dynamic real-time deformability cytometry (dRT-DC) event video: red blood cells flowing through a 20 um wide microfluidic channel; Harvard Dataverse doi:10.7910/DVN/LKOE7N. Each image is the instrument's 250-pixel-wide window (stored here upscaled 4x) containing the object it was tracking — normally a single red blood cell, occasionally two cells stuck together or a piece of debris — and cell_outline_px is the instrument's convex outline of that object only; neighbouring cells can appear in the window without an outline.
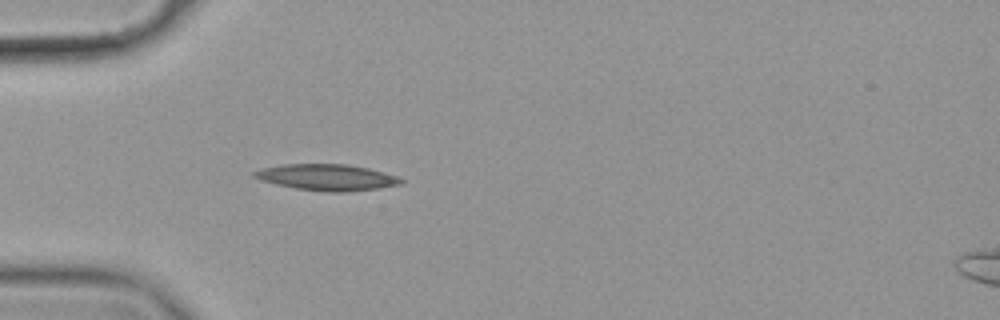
{"species": "common noctule bat (a hibernating species)", "species_latin": "Nyctalus noctula", "temperature_condition": "cold", "stored_images_in_passage": 11, "camera_frame_rate_fps": 3000, "um_per_image_px": 0.085, "animal": {"sex": "female", "body_mass_g": 19.9}, "frame": {"image": 1, "passage_image": 7, "time_ms": 2.0, "image_size_px": [1000, 320], "cell_outline_px": [[404, 180], [400, 184], [376, 188], [344, 192], [332, 192], [296, 188], [276, 184], [252, 176], [252, 172], [264, 168], [284, 164], [348, 164], [368, 168], [384, 172], [396, 176]], "centroid_in_image_um": [27.8, 15.06], "position_along_channel_um": 57.2, "area_um2": 22.02}}